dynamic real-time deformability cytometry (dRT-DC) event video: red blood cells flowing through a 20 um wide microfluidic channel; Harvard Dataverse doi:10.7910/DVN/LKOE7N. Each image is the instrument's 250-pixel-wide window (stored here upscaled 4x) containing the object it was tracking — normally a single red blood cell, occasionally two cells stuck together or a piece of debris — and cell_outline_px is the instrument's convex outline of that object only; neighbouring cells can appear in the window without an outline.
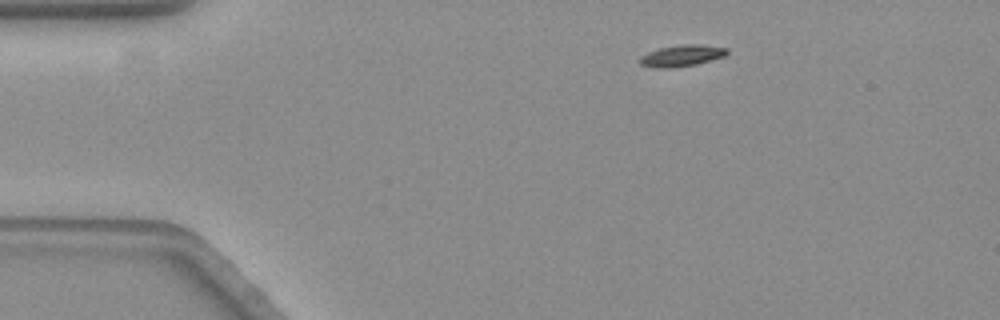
{"species": "common noctule bat (a hibernating species)", "species_latin": "Nyctalus noctula", "temperature_condition": "warm", "stored_images_in_passage": 55, "camera_frame_rate_fps": 3000, "um_per_image_px": 0.085, "animal": {"sex": "female", "body_mass_g": 19.3, "forearm_length_mm": 54.1}, "frame": {"image": 1, "passage_image": 6, "time_ms": 1.667, "image_size_px": [1000, 320], "cell_outline_px": [[728, 52], [724, 56], [696, 64], [672, 68], [652, 68], [640, 64], [640, 56], [648, 52], [660, 48], [680, 44], [700, 44], [728, 48]], "centroid_in_image_um": [57.93, 4.73], "position_along_channel_um": 27.1, "area_um2": 10.92}}
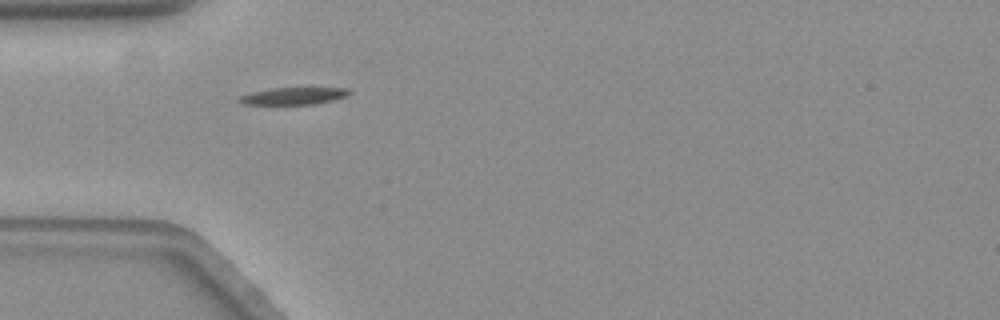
{"frame": {"image": 2, "passage_image": 14, "time_ms": 4.333, "image_size_px": [1000, 320], "cell_outline_px": [[352, 92], [348, 96], [316, 104], [244, 104], [236, 100], [236, 96], [252, 92], [272, 88], [348, 88]], "centroid_in_image_um": [24.93, 8.15], "position_along_channel_um": 60.1, "area_um2": 11.04}}
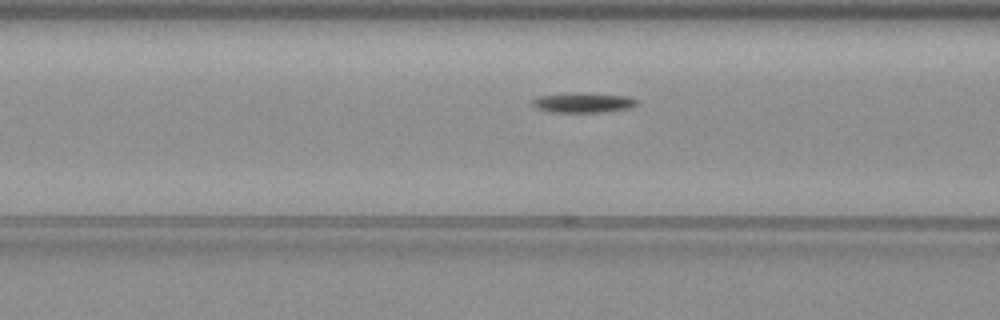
{"frame": {"image": 3, "passage_image": 19, "time_ms": 6.0, "image_size_px": [1000, 320], "cell_outline_px": [[640, 104], [632, 108], [604, 112], [552, 112], [536, 108], [532, 104], [532, 100], [536, 96], [572, 92], [592, 92], [628, 96], [640, 100]], "centroid_in_image_um": [49.64, 8.7], "position_along_channel_um": 117.0, "area_um2": 12.72}, "authors_computed_cell_mechanics": {"area_um2": 11.271, "velocity_mm_per_s": 3.5426, "shape_relaxation_time_tau1_ms": 4.3459, "shape_relaxation_time_tau2_ms": null, "deformation_change_tau1": 0.1902, "deformation_change_tau2": null}}